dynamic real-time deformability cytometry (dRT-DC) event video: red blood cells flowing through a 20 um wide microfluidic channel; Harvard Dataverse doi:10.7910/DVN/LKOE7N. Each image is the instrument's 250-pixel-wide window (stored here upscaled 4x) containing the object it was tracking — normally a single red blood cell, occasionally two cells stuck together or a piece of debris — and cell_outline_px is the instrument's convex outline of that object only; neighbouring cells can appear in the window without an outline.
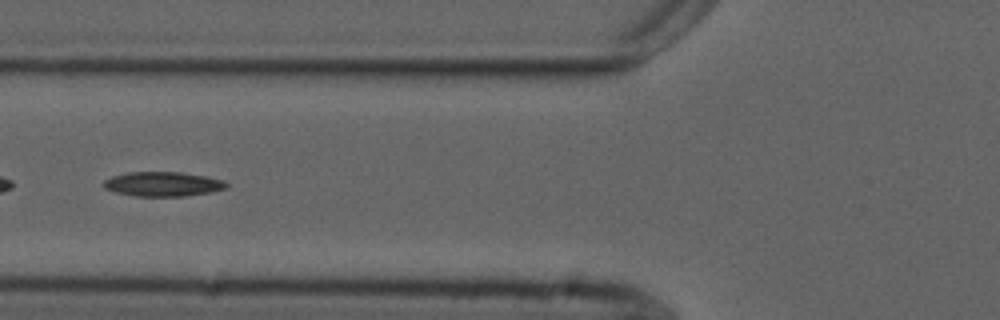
{"species": "common noctule bat (a hibernating species)", "species_latin": "Nyctalus noctula", "temperature_condition": "cold", "stored_images_in_passage": 54, "camera_frame_rate_fps": 3000, "um_per_image_px": 0.085, "animal": {"sex": "male", "forearm_length_mm": 52.5}, "frame": {"image": 1, "passage_image": 20, "time_ms": 6.333, "image_size_px": [1000, 320], "cell_outline_px": [[228, 188], [212, 192], [184, 196], [136, 196], [116, 192], [104, 188], [104, 180], [112, 176], [128, 172], [184, 172], [208, 176], [224, 180], [228, 184]], "centroid_in_image_um": [13.9, 15.64], "position_along_channel_um": 111.9, "area_um2": 17.69}}
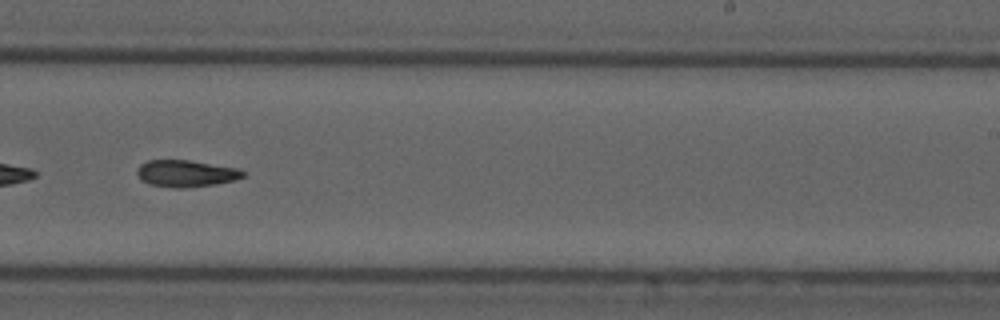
{"frame": {"image": 2, "passage_image": 33, "time_ms": 10.667, "image_size_px": [1000, 320], "cell_outline_px": [[248, 172], [244, 176], [232, 180], [216, 184], [184, 188], [176, 188], [148, 184], [140, 180], [136, 172], [136, 168], [140, 164], [148, 160], [192, 160], [236, 168]], "centroid_in_image_um": [15.77, 14.74], "position_along_channel_um": 273.2, "area_um2": 16.7}}
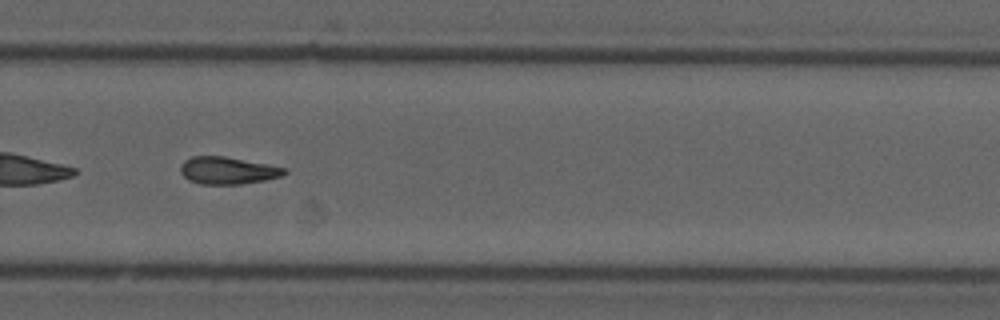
{"frame": {"image": 3, "passage_image": 36, "time_ms": 11.667, "image_size_px": [1000, 320], "cell_outline_px": [[288, 172], [280, 176], [264, 180], [240, 184], [200, 184], [188, 180], [180, 172], [180, 164], [184, 160], [192, 156], [224, 156], [268, 164], [288, 168]], "centroid_in_image_um": [19.34, 14.49], "position_along_channel_um": 310.5, "area_um2": 16.59}}